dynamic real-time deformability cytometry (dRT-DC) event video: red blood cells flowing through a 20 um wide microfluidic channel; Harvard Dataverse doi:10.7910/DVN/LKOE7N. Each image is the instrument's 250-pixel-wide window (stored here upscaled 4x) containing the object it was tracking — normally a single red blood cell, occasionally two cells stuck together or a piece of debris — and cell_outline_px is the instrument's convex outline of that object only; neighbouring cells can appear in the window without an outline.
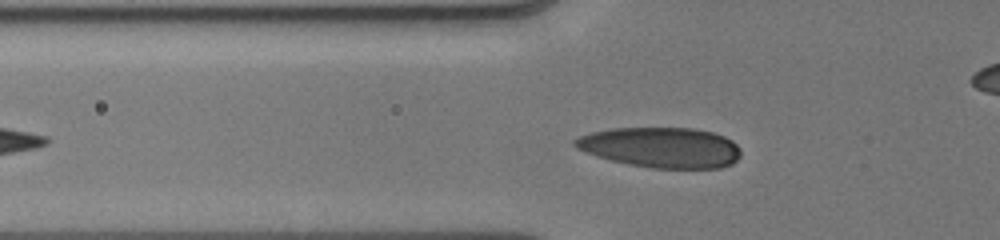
{"species": "human", "species_latin": "Homo sapiens", "temperature_condition": "cold", "stored_images_in_passage": 36, "camera_frame_rate_fps": 3000, "um_per_image_px": 0.085, "donor": {"sex": "male"}, "frame": {"image": 1, "passage_image": 6, "time_ms": 2.333, "image_size_px": [1000, 240], "cell_outline_px": [[740, 156], [732, 164], [720, 168], [652, 168], [628, 164], [596, 156], [576, 148], [572, 144], [572, 140], [580, 136], [592, 132], [612, 128], [696, 128], [712, 132], [724, 136], [732, 140], [740, 148]], "centroid_in_image_um": [56.19, 12.53], "position_along_channel_um": 69.6, "area_um2": 39.13}}
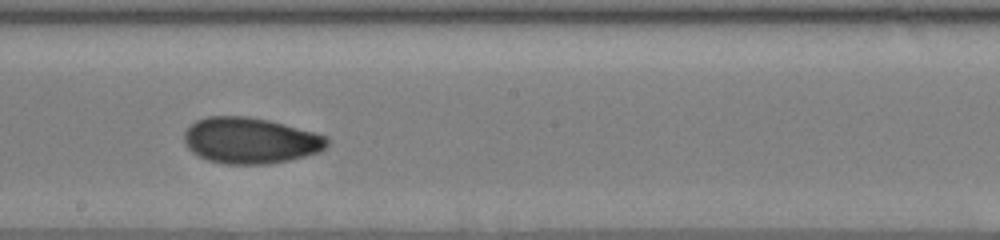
{"frame": {"image": 2, "passage_image": 14, "time_ms": 6.333, "image_size_px": [1000, 240], "cell_outline_px": [[328, 144], [320, 152], [288, 160], [268, 164], [224, 164], [208, 160], [192, 152], [184, 144], [184, 132], [196, 120], [208, 116], [248, 116], [268, 120], [316, 132], [328, 136]], "centroid_in_image_um": [21.28, 11.94], "position_along_channel_um": 226.9, "area_um2": 38.44}}
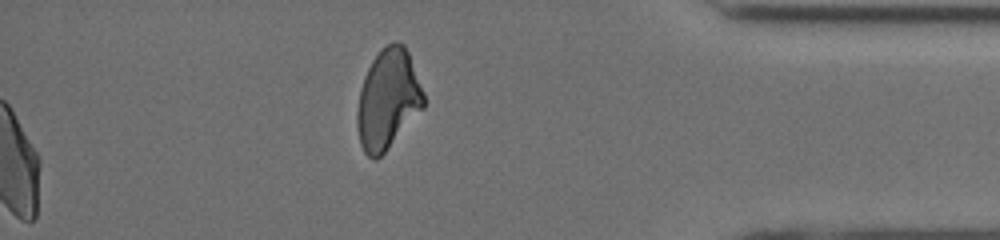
{"frame": {"image": 3, "passage_image": 36, "time_ms": 13.667, "image_size_px": [1000, 240], "cell_outline_px": [[424, 108], [388, 148], [376, 160], [372, 160], [364, 152], [360, 144], [356, 128], [356, 112], [360, 88], [364, 76], [372, 60], [388, 44], [396, 40], [404, 44], [408, 52], [424, 92]], "centroid_in_image_um": [32.95, 8.47], "position_along_channel_um": 402.2, "area_um2": 38.73}, "authors_computed_cell_mechanics": {"area_um2": 36.8186, "velocity_mm_per_s": 4.014, "shape_relaxation_time_tau1_ms": 6.2744, "shape_relaxation_time_tau2_ms": 1.6441, "deformation_change_tau1": 0.1682, "deformation_change_tau2": 0.056}}